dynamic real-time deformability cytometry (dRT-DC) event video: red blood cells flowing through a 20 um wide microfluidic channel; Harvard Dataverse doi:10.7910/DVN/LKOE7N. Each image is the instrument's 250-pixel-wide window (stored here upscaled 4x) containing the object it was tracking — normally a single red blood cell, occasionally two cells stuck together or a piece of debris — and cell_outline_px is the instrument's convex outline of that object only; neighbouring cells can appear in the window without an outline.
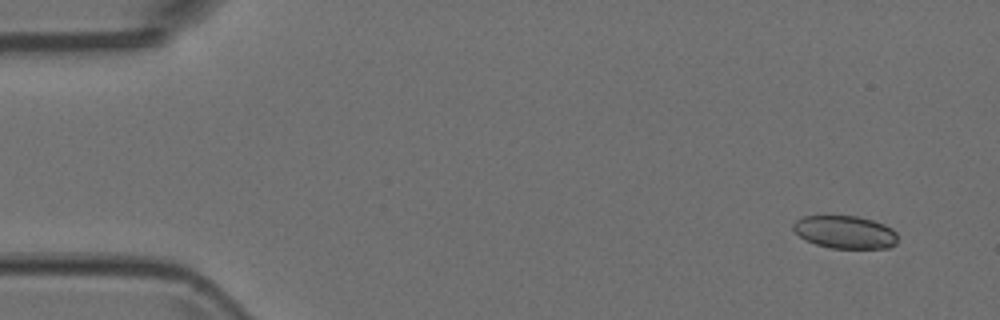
{"species": "Egyptian fruit bat (a non-hibernating species)", "species_latin": "Rousettus aegyptiacus", "temperature_condition": "room temperature", "stored_images_in_passage": 7, "camera_frame_rate_fps": 3000, "um_per_image_px": 0.085, "animal": {"sex": "female"}, "frame": {"image": 1, "passage_image": 1, "time_ms": 0.0, "image_size_px": [1000, 320], "cell_outline_px": [[896, 244], [888, 248], [832, 248], [816, 244], [804, 240], [792, 228], [792, 224], [796, 220], [804, 216], [856, 216], [872, 220], [884, 224], [892, 228], [896, 232]], "centroid_in_image_um": [71.82, 19.73], "position_along_channel_um": 13.2, "area_um2": 19.94}}
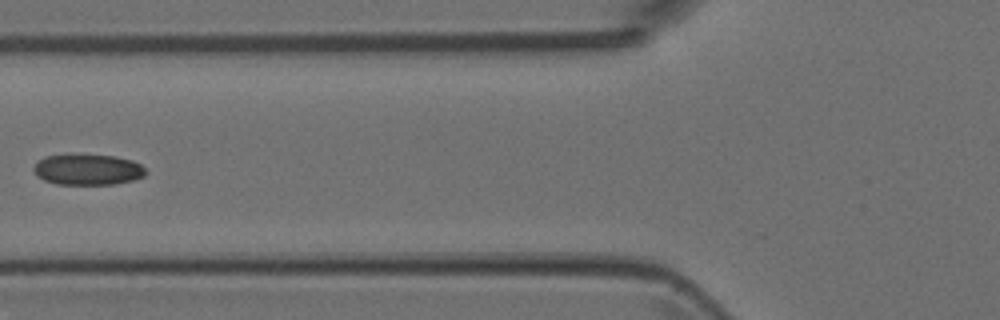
{"frame": {"image": 2, "passage_image": 6, "time_ms": 1.667, "image_size_px": [1000, 320], "cell_outline_px": [[148, 172], [144, 176], [132, 180], [116, 184], [56, 184], [44, 180], [36, 176], [32, 168], [44, 156], [116, 156], [132, 160], [140, 164]], "centroid_in_image_um": [7.48, 14.44], "position_along_channel_um": 118.3, "area_um2": 19.77}}
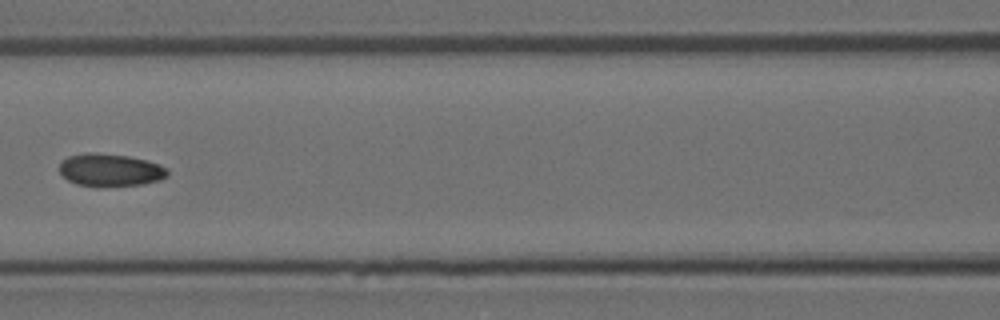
{"frame": {"image": 3, "passage_image": 7, "time_ms": 2.0, "image_size_px": [1000, 320], "cell_outline_px": [[168, 176], [160, 180], [144, 184], [96, 188], [76, 184], [68, 180], [60, 172], [60, 160], [68, 156], [88, 152], [96, 152], [128, 156], [160, 164], [168, 168]], "centroid_in_image_um": [9.36, 14.47], "position_along_channel_um": 157.2, "area_um2": 21.04}}